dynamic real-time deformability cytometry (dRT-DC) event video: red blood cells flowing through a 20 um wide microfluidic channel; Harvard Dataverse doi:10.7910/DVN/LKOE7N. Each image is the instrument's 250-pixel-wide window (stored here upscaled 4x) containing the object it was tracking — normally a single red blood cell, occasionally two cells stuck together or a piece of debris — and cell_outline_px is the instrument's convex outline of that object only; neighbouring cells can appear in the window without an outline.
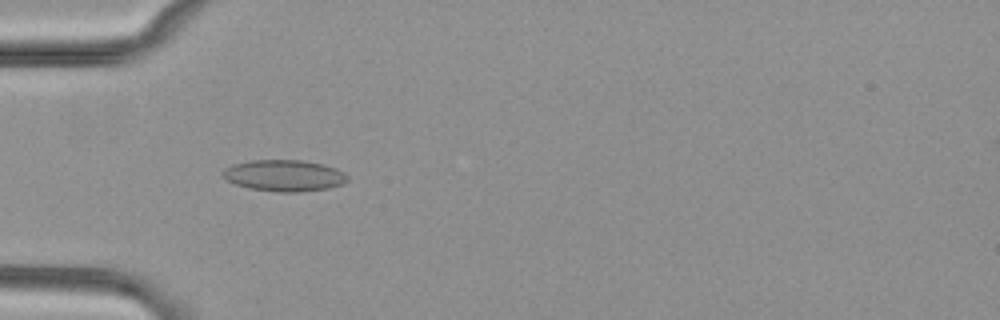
{"species": "common noctule bat (a hibernating species)", "species_latin": "Nyctalus noctula", "temperature_condition": "cold", "stored_images_in_passage": 54, "camera_frame_rate_fps": 3000, "um_per_image_px": 0.085, "animal": {"sex": "female", "body_mass_g": 29.2, "forearm_length_mm": 56.3}, "frame": {"image": 1, "passage_image": 16, "time_ms": 5.0, "image_size_px": [1000, 320], "cell_outline_px": [[348, 180], [344, 184], [328, 188], [300, 192], [276, 192], [248, 188], [236, 184], [228, 180], [220, 172], [224, 168], [232, 164], [252, 160], [300, 160], [324, 164], [336, 168], [344, 172], [348, 176]], "centroid_in_image_um": [24.17, 14.92], "position_along_channel_um": 60.8, "area_um2": 23.0}}
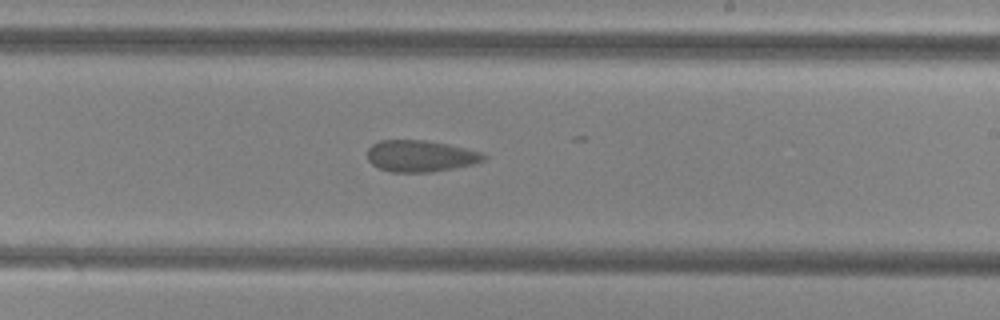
{"frame": {"image": 2, "passage_image": 32, "time_ms": 10.333, "image_size_px": [1000, 320], "cell_outline_px": [[488, 156], [484, 160], [476, 164], [428, 172], [392, 172], [380, 168], [372, 164], [368, 160], [368, 148], [372, 144], [380, 140], [424, 140], [448, 144], [480, 152]], "centroid_in_image_um": [35.74, 13.26], "position_along_channel_um": 253.3, "area_um2": 21.27}}
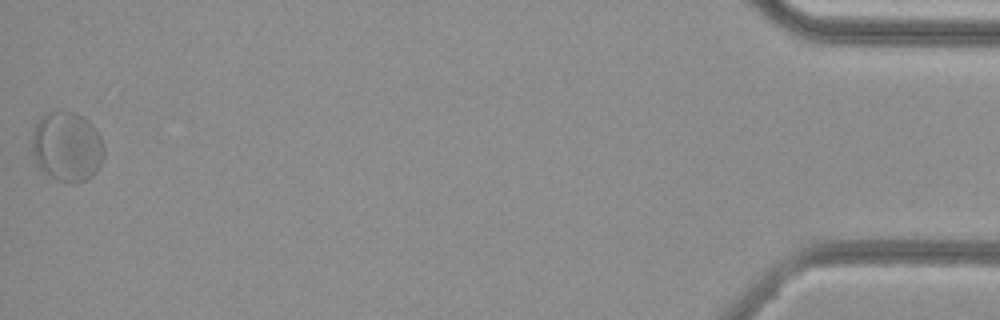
{"frame": {"image": 3, "passage_image": 54, "time_ms": 17.667, "image_size_px": [1000, 320], "cell_outline_px": [[104, 156], [96, 172], [88, 180], [60, 180], [36, 168], [32, 152], [32, 136], [36, 124], [48, 112], [72, 112], [84, 116], [96, 128], [104, 144]], "centroid_in_image_um": [5.7, 12.45], "position_along_channel_um": 429.5, "area_um2": 29.13}, "authors_computed_cell_mechanics": {"area_um2": 23.2934, "velocity_mm_per_s": 3.6958, "shape_relaxation_time_tau1_ms": 6.2329, "shape_relaxation_time_tau2_ms": 1.688, "deformation_change_tau1": 0.065, "deformation_change_tau2": 0.0536}}